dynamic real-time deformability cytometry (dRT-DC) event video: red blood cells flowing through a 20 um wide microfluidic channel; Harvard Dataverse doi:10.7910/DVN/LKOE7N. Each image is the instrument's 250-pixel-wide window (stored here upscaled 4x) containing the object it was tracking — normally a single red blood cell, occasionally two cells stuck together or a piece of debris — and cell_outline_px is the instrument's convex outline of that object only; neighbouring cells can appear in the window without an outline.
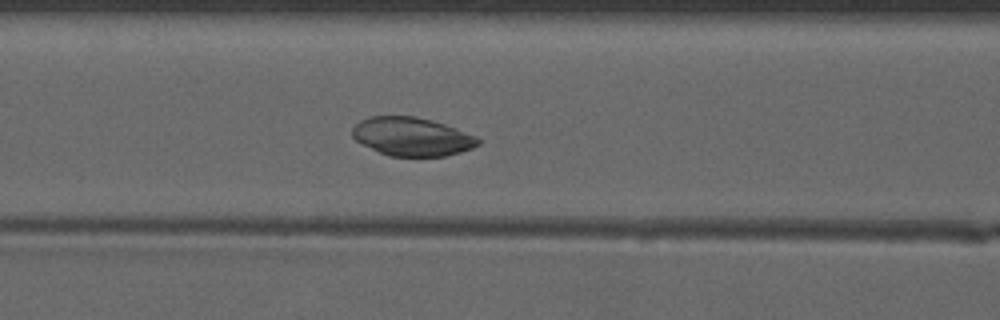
{"species": "common noctule bat (a hibernating species)", "species_latin": "Nyctalus noctula", "temperature_condition": "warm", "stored_images_in_passage": 21, "camera_frame_rate_fps": 3000, "um_per_image_px": 0.085, "animal": {"sex": "male", "forearm_length_mm": 52.5}, "frame": {"image": 1, "passage_image": 11, "time_ms": 3.333, "image_size_px": [1000, 320], "cell_outline_px": [[480, 144], [472, 148], [460, 152], [444, 156], [388, 156], [356, 140], [352, 136], [352, 128], [360, 120], [368, 116], [416, 116], [432, 120], [444, 124], [476, 136], [480, 140]], "centroid_in_image_um": [35.01, 11.6], "position_along_channel_um": 131.6, "area_um2": 28.09}}
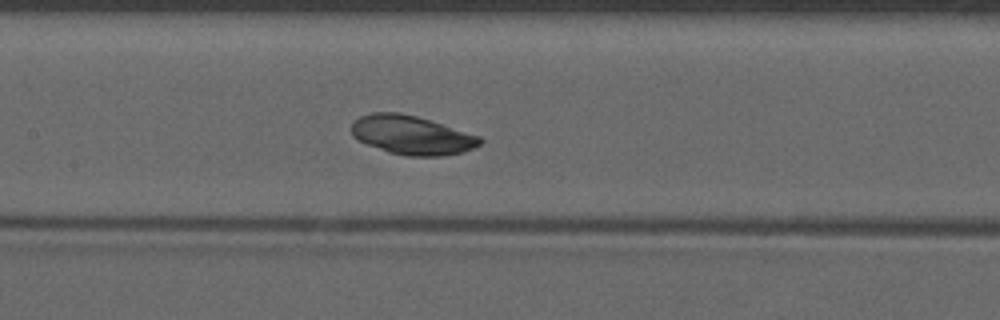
{"frame": {"image": 2, "passage_image": 14, "time_ms": 4.333, "image_size_px": [1000, 320], "cell_outline_px": [[484, 140], [480, 144], [472, 148], [460, 152], [440, 156], [408, 156], [388, 152], [368, 144], [352, 136], [352, 120], [360, 116], [372, 112], [400, 112], [416, 116], [480, 136]], "centroid_in_image_um": [34.97, 11.47], "position_along_channel_um": 172.4, "area_um2": 28.9}}
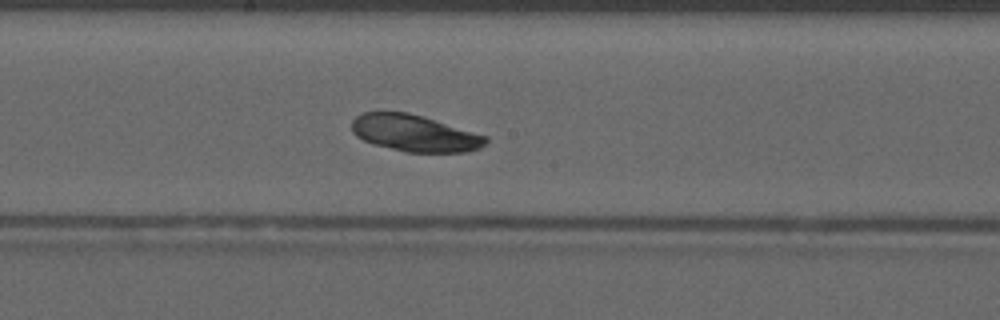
{"frame": {"image": 3, "passage_image": 17, "time_ms": 5.333, "image_size_px": [1000, 320], "cell_outline_px": [[488, 140], [480, 148], [464, 152], [408, 152], [372, 144], [356, 136], [352, 132], [352, 120], [356, 116], [364, 112], [408, 112], [424, 116], [488, 136]], "centroid_in_image_um": [35.24, 11.31], "position_along_channel_um": 213.0, "area_um2": 28.67}}